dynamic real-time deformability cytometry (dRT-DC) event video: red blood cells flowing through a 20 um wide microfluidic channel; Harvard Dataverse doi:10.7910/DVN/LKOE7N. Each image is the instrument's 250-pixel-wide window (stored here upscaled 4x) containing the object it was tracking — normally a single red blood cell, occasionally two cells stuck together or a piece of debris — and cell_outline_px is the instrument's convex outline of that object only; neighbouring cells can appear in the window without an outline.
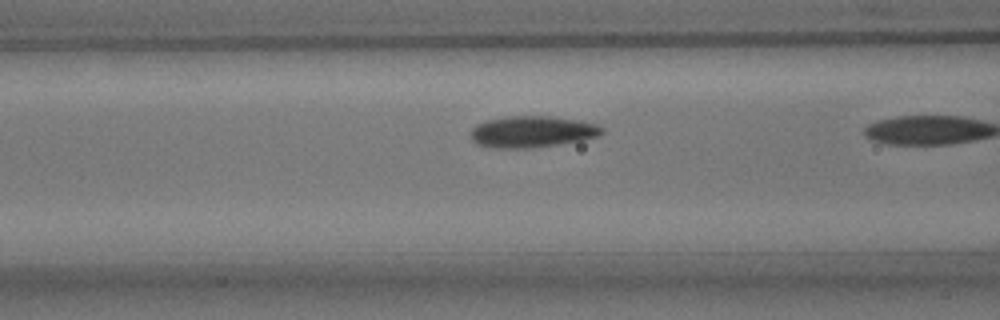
{"species": "common noctule bat (a hibernating species)", "species_latin": "Nyctalus noctula", "temperature_condition": "room temperature", "stored_images_in_passage": 19, "camera_frame_rate_fps": 3000, "um_per_image_px": 0.085, "animal": {"sex": "male", "body_mass_g": 15.6}, "frame": {"image": 1, "passage_image": 18, "time_ms": 5.667, "image_size_px": [1000, 320], "cell_outline_px": [[604, 132], [600, 136], [580, 140], [532, 148], [488, 148], [476, 144], [472, 140], [472, 128], [476, 124], [488, 120], [508, 116], [548, 116], [576, 120], [596, 124], [604, 128]], "centroid_in_image_um": [45.21, 11.2], "position_along_channel_um": 121.4, "area_um2": 23.99}}